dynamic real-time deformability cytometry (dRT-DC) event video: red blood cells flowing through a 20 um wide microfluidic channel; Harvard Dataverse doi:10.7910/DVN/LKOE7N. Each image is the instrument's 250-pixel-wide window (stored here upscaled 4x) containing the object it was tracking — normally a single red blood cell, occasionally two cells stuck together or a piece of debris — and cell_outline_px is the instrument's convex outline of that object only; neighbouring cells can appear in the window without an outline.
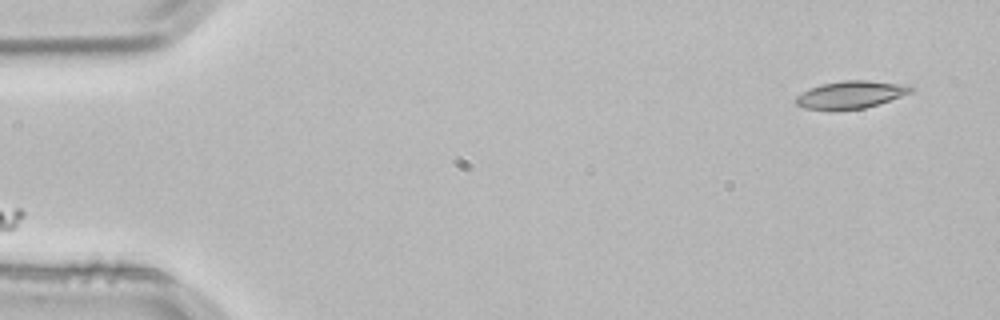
{"species": "common noctule bat (a hibernating species)", "species_latin": "Nyctalus noctula", "temperature_condition": "room temperature", "stored_images_in_passage": 3, "camera_frame_rate_fps": 3000, "um_per_image_px": 0.085, "animal": {"sex": "male", "body_mass_g": 21.5, "forearm_length_mm": 52.0}, "frame": {"image": 1, "passage_image": 1, "time_ms": 0.0, "image_size_px": [1000, 320], "cell_outline_px": [[916, 88], [912, 92], [864, 108], [804, 108], [796, 104], [792, 100], [796, 96], [820, 84], [844, 80], [868, 80], [912, 84]], "centroid_in_image_um": [72.38, 8.0], "position_along_channel_um": 12.6, "area_um2": 18.09}}
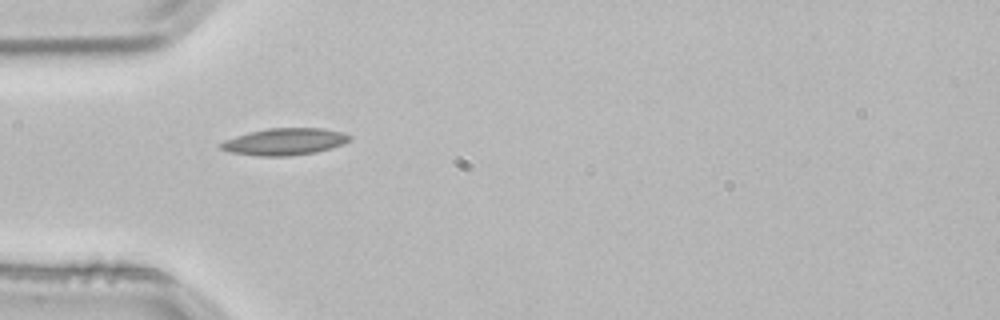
{"frame": {"image": 2, "passage_image": 3, "time_ms": 0.667, "image_size_px": [1000, 320], "cell_outline_px": [[352, 140], [332, 148], [316, 152], [288, 156], [260, 156], [232, 152], [220, 148], [216, 144], [224, 140], [248, 132], [268, 128], [324, 128], [344, 132], [352, 136]], "centroid_in_image_um": [24.22, 12.03], "position_along_channel_um": 60.8, "area_um2": 20.35}}